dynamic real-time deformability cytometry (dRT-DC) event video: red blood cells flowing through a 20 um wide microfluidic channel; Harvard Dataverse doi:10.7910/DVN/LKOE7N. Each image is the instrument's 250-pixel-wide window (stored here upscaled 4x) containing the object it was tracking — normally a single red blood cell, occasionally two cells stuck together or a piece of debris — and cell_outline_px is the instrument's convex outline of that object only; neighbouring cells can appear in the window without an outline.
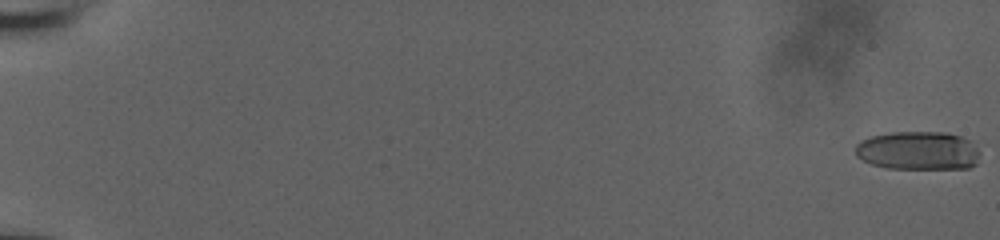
{"species": "human", "species_latin": "Homo sapiens", "temperature_condition": "room temperature", "stored_images_in_passage": 58, "camera_frame_rate_fps": 3000, "um_per_image_px": 0.085, "donor": {"sex": "male"}, "frame": {"image": 1, "passage_image": 1, "time_ms": 0.0, "image_size_px": [1000, 240], "cell_outline_px": [[980, 152], [976, 164], [968, 168], [888, 168], [872, 164], [856, 156], [856, 144], [860, 140], [872, 136], [888, 132], [948, 132], [960, 136], [968, 140]], "centroid_in_image_um": [78.03, 12.79], "position_along_channel_um": 7.0, "area_um2": 27.92}}
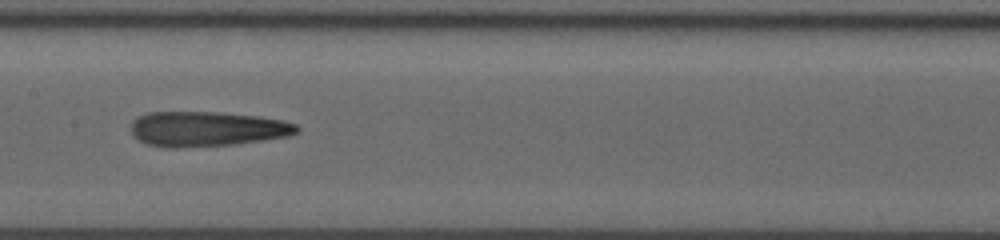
{"frame": {"image": 2, "passage_image": 33, "time_ms": 10.667, "image_size_px": [1000, 240], "cell_outline_px": [[300, 128], [296, 132], [288, 136], [264, 140], [236, 144], [176, 148], [164, 148], [148, 144], [132, 136], [132, 120], [148, 112], [220, 112], [256, 116], [284, 120], [296, 124]], "centroid_in_image_um": [17.58, 10.96], "position_along_channel_um": 189.8, "area_um2": 33.93}}
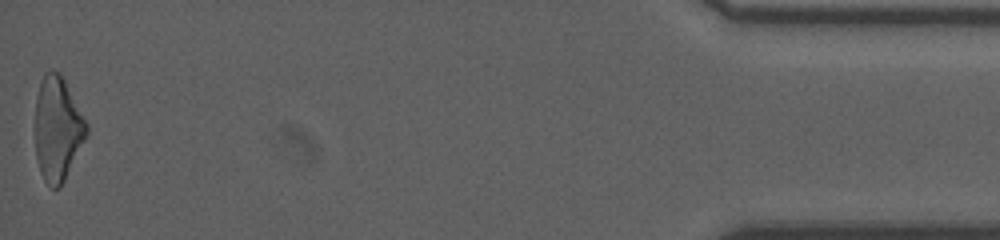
{"frame": {"image": 3, "passage_image": 58, "time_ms": 19.0, "image_size_px": [1000, 240], "cell_outline_px": [[88, 132], [60, 188], [52, 188], [44, 180], [40, 172], [36, 160], [36, 96], [44, 72], [52, 68], [60, 72], [88, 124]], "centroid_in_image_um": [4.88, 10.92], "position_along_channel_um": 430.3, "area_um2": 30.98}, "authors_computed_cell_mechanics": {"area_um2": 31.79, "velocity_mm_per_s": 3.8947, "shape_relaxation_time_tau1_ms": null, "shape_relaxation_time_tau2_ms": 1.1116, "deformation_change_tau1": null, "deformation_change_tau2": 0.1412}}